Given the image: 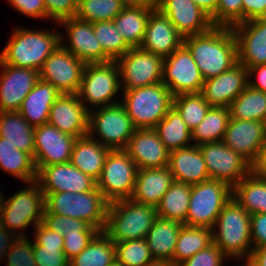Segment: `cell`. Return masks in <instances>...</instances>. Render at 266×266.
Masks as SVG:
<instances>
[{
  "instance_id": "cell-16",
  "label": "cell",
  "mask_w": 266,
  "mask_h": 266,
  "mask_svg": "<svg viewBox=\"0 0 266 266\" xmlns=\"http://www.w3.org/2000/svg\"><path fill=\"white\" fill-rule=\"evenodd\" d=\"M76 139L48 123L35 127L33 158L37 172L42 167L70 162Z\"/></svg>"
},
{
  "instance_id": "cell-46",
  "label": "cell",
  "mask_w": 266,
  "mask_h": 266,
  "mask_svg": "<svg viewBox=\"0 0 266 266\" xmlns=\"http://www.w3.org/2000/svg\"><path fill=\"white\" fill-rule=\"evenodd\" d=\"M114 244L116 259L125 266H146L154 260L145 238L121 241Z\"/></svg>"
},
{
  "instance_id": "cell-29",
  "label": "cell",
  "mask_w": 266,
  "mask_h": 266,
  "mask_svg": "<svg viewBox=\"0 0 266 266\" xmlns=\"http://www.w3.org/2000/svg\"><path fill=\"white\" fill-rule=\"evenodd\" d=\"M60 95L61 93L51 83L39 79L24 98L19 112L34 128L46 124L51 106Z\"/></svg>"
},
{
  "instance_id": "cell-28",
  "label": "cell",
  "mask_w": 266,
  "mask_h": 266,
  "mask_svg": "<svg viewBox=\"0 0 266 266\" xmlns=\"http://www.w3.org/2000/svg\"><path fill=\"white\" fill-rule=\"evenodd\" d=\"M174 178L168 166L137 169L134 191L130 199L157 207Z\"/></svg>"
},
{
  "instance_id": "cell-34",
  "label": "cell",
  "mask_w": 266,
  "mask_h": 266,
  "mask_svg": "<svg viewBox=\"0 0 266 266\" xmlns=\"http://www.w3.org/2000/svg\"><path fill=\"white\" fill-rule=\"evenodd\" d=\"M153 9L155 8L125 7L114 18L116 28L131 48L140 47Z\"/></svg>"
},
{
  "instance_id": "cell-24",
  "label": "cell",
  "mask_w": 266,
  "mask_h": 266,
  "mask_svg": "<svg viewBox=\"0 0 266 266\" xmlns=\"http://www.w3.org/2000/svg\"><path fill=\"white\" fill-rule=\"evenodd\" d=\"M124 150L135 162L137 169L166 167L169 163L170 151L153 128L136 129Z\"/></svg>"
},
{
  "instance_id": "cell-22",
  "label": "cell",
  "mask_w": 266,
  "mask_h": 266,
  "mask_svg": "<svg viewBox=\"0 0 266 266\" xmlns=\"http://www.w3.org/2000/svg\"><path fill=\"white\" fill-rule=\"evenodd\" d=\"M237 40L238 62L245 67L266 64V17L232 27Z\"/></svg>"
},
{
  "instance_id": "cell-17",
  "label": "cell",
  "mask_w": 266,
  "mask_h": 266,
  "mask_svg": "<svg viewBox=\"0 0 266 266\" xmlns=\"http://www.w3.org/2000/svg\"><path fill=\"white\" fill-rule=\"evenodd\" d=\"M36 182L45 197L50 193H82L94 189L97 181L75 168L70 162L42 167L37 172Z\"/></svg>"
},
{
  "instance_id": "cell-4",
  "label": "cell",
  "mask_w": 266,
  "mask_h": 266,
  "mask_svg": "<svg viewBox=\"0 0 266 266\" xmlns=\"http://www.w3.org/2000/svg\"><path fill=\"white\" fill-rule=\"evenodd\" d=\"M109 202L97 186L87 192L50 193L45 197V212L71 217L87 222L103 231Z\"/></svg>"
},
{
  "instance_id": "cell-21",
  "label": "cell",
  "mask_w": 266,
  "mask_h": 266,
  "mask_svg": "<svg viewBox=\"0 0 266 266\" xmlns=\"http://www.w3.org/2000/svg\"><path fill=\"white\" fill-rule=\"evenodd\" d=\"M248 81V70L237 62L224 73L205 80L201 94L210 106L229 107L246 89Z\"/></svg>"
},
{
  "instance_id": "cell-45",
  "label": "cell",
  "mask_w": 266,
  "mask_h": 266,
  "mask_svg": "<svg viewBox=\"0 0 266 266\" xmlns=\"http://www.w3.org/2000/svg\"><path fill=\"white\" fill-rule=\"evenodd\" d=\"M92 26L103 52L111 60H116L123 56L131 48L125 42L113 20L93 22Z\"/></svg>"
},
{
  "instance_id": "cell-8",
  "label": "cell",
  "mask_w": 266,
  "mask_h": 266,
  "mask_svg": "<svg viewBox=\"0 0 266 266\" xmlns=\"http://www.w3.org/2000/svg\"><path fill=\"white\" fill-rule=\"evenodd\" d=\"M137 174L135 162L124 149L110 150L97 188L109 202L131 198Z\"/></svg>"
},
{
  "instance_id": "cell-31",
  "label": "cell",
  "mask_w": 266,
  "mask_h": 266,
  "mask_svg": "<svg viewBox=\"0 0 266 266\" xmlns=\"http://www.w3.org/2000/svg\"><path fill=\"white\" fill-rule=\"evenodd\" d=\"M184 224L162 217H157L145 239L154 259L173 262L181 227Z\"/></svg>"
},
{
  "instance_id": "cell-9",
  "label": "cell",
  "mask_w": 266,
  "mask_h": 266,
  "mask_svg": "<svg viewBox=\"0 0 266 266\" xmlns=\"http://www.w3.org/2000/svg\"><path fill=\"white\" fill-rule=\"evenodd\" d=\"M31 188L20 190L8 200H2L0 223L9 230L36 226L42 222L45 212V194L39 184L34 181Z\"/></svg>"
},
{
  "instance_id": "cell-56",
  "label": "cell",
  "mask_w": 266,
  "mask_h": 266,
  "mask_svg": "<svg viewBox=\"0 0 266 266\" xmlns=\"http://www.w3.org/2000/svg\"><path fill=\"white\" fill-rule=\"evenodd\" d=\"M248 70V77L252 74H258L257 79L258 81H248V86L255 90H259L262 92H266V64L257 65L254 67H246Z\"/></svg>"
},
{
  "instance_id": "cell-32",
  "label": "cell",
  "mask_w": 266,
  "mask_h": 266,
  "mask_svg": "<svg viewBox=\"0 0 266 266\" xmlns=\"http://www.w3.org/2000/svg\"><path fill=\"white\" fill-rule=\"evenodd\" d=\"M35 234L34 259L37 266H67L69 260L63 252V236L47 228L42 222L37 224Z\"/></svg>"
},
{
  "instance_id": "cell-52",
  "label": "cell",
  "mask_w": 266,
  "mask_h": 266,
  "mask_svg": "<svg viewBox=\"0 0 266 266\" xmlns=\"http://www.w3.org/2000/svg\"><path fill=\"white\" fill-rule=\"evenodd\" d=\"M47 18L58 23L64 19L74 18L78 9V0H44Z\"/></svg>"
},
{
  "instance_id": "cell-40",
  "label": "cell",
  "mask_w": 266,
  "mask_h": 266,
  "mask_svg": "<svg viewBox=\"0 0 266 266\" xmlns=\"http://www.w3.org/2000/svg\"><path fill=\"white\" fill-rule=\"evenodd\" d=\"M116 259L114 242L99 231L77 256L69 260L71 266H109Z\"/></svg>"
},
{
  "instance_id": "cell-58",
  "label": "cell",
  "mask_w": 266,
  "mask_h": 266,
  "mask_svg": "<svg viewBox=\"0 0 266 266\" xmlns=\"http://www.w3.org/2000/svg\"><path fill=\"white\" fill-rule=\"evenodd\" d=\"M10 230L0 223V259H3L9 249L15 242V237L10 238L13 234H10Z\"/></svg>"
},
{
  "instance_id": "cell-51",
  "label": "cell",
  "mask_w": 266,
  "mask_h": 266,
  "mask_svg": "<svg viewBox=\"0 0 266 266\" xmlns=\"http://www.w3.org/2000/svg\"><path fill=\"white\" fill-rule=\"evenodd\" d=\"M227 257L214 243L197 252L179 266H222Z\"/></svg>"
},
{
  "instance_id": "cell-53",
  "label": "cell",
  "mask_w": 266,
  "mask_h": 266,
  "mask_svg": "<svg viewBox=\"0 0 266 266\" xmlns=\"http://www.w3.org/2000/svg\"><path fill=\"white\" fill-rule=\"evenodd\" d=\"M250 229L253 249L266 247V213L251 214Z\"/></svg>"
},
{
  "instance_id": "cell-23",
  "label": "cell",
  "mask_w": 266,
  "mask_h": 266,
  "mask_svg": "<svg viewBox=\"0 0 266 266\" xmlns=\"http://www.w3.org/2000/svg\"><path fill=\"white\" fill-rule=\"evenodd\" d=\"M157 9L184 38L208 32L213 27L210 17L193 0H159Z\"/></svg>"
},
{
  "instance_id": "cell-18",
  "label": "cell",
  "mask_w": 266,
  "mask_h": 266,
  "mask_svg": "<svg viewBox=\"0 0 266 266\" xmlns=\"http://www.w3.org/2000/svg\"><path fill=\"white\" fill-rule=\"evenodd\" d=\"M0 112L19 111L24 98L40 79L36 69L15 67L0 60Z\"/></svg>"
},
{
  "instance_id": "cell-10",
  "label": "cell",
  "mask_w": 266,
  "mask_h": 266,
  "mask_svg": "<svg viewBox=\"0 0 266 266\" xmlns=\"http://www.w3.org/2000/svg\"><path fill=\"white\" fill-rule=\"evenodd\" d=\"M123 79L122 90H131L162 82L164 58L141 49L130 48L115 60Z\"/></svg>"
},
{
  "instance_id": "cell-11",
  "label": "cell",
  "mask_w": 266,
  "mask_h": 266,
  "mask_svg": "<svg viewBox=\"0 0 266 266\" xmlns=\"http://www.w3.org/2000/svg\"><path fill=\"white\" fill-rule=\"evenodd\" d=\"M95 129L102 139L98 142L111 150L125 149L136 130L120 103L104 106L93 114L89 111L88 135H93Z\"/></svg>"
},
{
  "instance_id": "cell-19",
  "label": "cell",
  "mask_w": 266,
  "mask_h": 266,
  "mask_svg": "<svg viewBox=\"0 0 266 266\" xmlns=\"http://www.w3.org/2000/svg\"><path fill=\"white\" fill-rule=\"evenodd\" d=\"M84 104L78 94H61L51 106L47 123L76 138L88 135L90 110Z\"/></svg>"
},
{
  "instance_id": "cell-33",
  "label": "cell",
  "mask_w": 266,
  "mask_h": 266,
  "mask_svg": "<svg viewBox=\"0 0 266 266\" xmlns=\"http://www.w3.org/2000/svg\"><path fill=\"white\" fill-rule=\"evenodd\" d=\"M34 130L19 111L0 112V137L34 157Z\"/></svg>"
},
{
  "instance_id": "cell-44",
  "label": "cell",
  "mask_w": 266,
  "mask_h": 266,
  "mask_svg": "<svg viewBox=\"0 0 266 266\" xmlns=\"http://www.w3.org/2000/svg\"><path fill=\"white\" fill-rule=\"evenodd\" d=\"M173 107L192 131L205 118L211 106L201 93H190L173 96Z\"/></svg>"
},
{
  "instance_id": "cell-62",
  "label": "cell",
  "mask_w": 266,
  "mask_h": 266,
  "mask_svg": "<svg viewBox=\"0 0 266 266\" xmlns=\"http://www.w3.org/2000/svg\"><path fill=\"white\" fill-rule=\"evenodd\" d=\"M146 266H177V265L172 261L154 259L151 262H149Z\"/></svg>"
},
{
  "instance_id": "cell-50",
  "label": "cell",
  "mask_w": 266,
  "mask_h": 266,
  "mask_svg": "<svg viewBox=\"0 0 266 266\" xmlns=\"http://www.w3.org/2000/svg\"><path fill=\"white\" fill-rule=\"evenodd\" d=\"M99 232L95 227L89 226L84 232H68L63 236V252L68 260L77 256L87 247L89 242Z\"/></svg>"
},
{
  "instance_id": "cell-30",
  "label": "cell",
  "mask_w": 266,
  "mask_h": 266,
  "mask_svg": "<svg viewBox=\"0 0 266 266\" xmlns=\"http://www.w3.org/2000/svg\"><path fill=\"white\" fill-rule=\"evenodd\" d=\"M110 150L95 140L92 135H86L76 139L70 163L97 181Z\"/></svg>"
},
{
  "instance_id": "cell-37",
  "label": "cell",
  "mask_w": 266,
  "mask_h": 266,
  "mask_svg": "<svg viewBox=\"0 0 266 266\" xmlns=\"http://www.w3.org/2000/svg\"><path fill=\"white\" fill-rule=\"evenodd\" d=\"M153 129L169 151L188 147L192 141L191 130L174 107Z\"/></svg>"
},
{
  "instance_id": "cell-13",
  "label": "cell",
  "mask_w": 266,
  "mask_h": 266,
  "mask_svg": "<svg viewBox=\"0 0 266 266\" xmlns=\"http://www.w3.org/2000/svg\"><path fill=\"white\" fill-rule=\"evenodd\" d=\"M204 81L200 69L184 45L164 58L162 83L173 96L201 93Z\"/></svg>"
},
{
  "instance_id": "cell-41",
  "label": "cell",
  "mask_w": 266,
  "mask_h": 266,
  "mask_svg": "<svg viewBox=\"0 0 266 266\" xmlns=\"http://www.w3.org/2000/svg\"><path fill=\"white\" fill-rule=\"evenodd\" d=\"M230 120L229 107L211 106L205 118L195 127L192 133V140L196 146L222 141Z\"/></svg>"
},
{
  "instance_id": "cell-14",
  "label": "cell",
  "mask_w": 266,
  "mask_h": 266,
  "mask_svg": "<svg viewBox=\"0 0 266 266\" xmlns=\"http://www.w3.org/2000/svg\"><path fill=\"white\" fill-rule=\"evenodd\" d=\"M198 147L206 162L210 179L223 181L233 187L251 173V164L222 141Z\"/></svg>"
},
{
  "instance_id": "cell-6",
  "label": "cell",
  "mask_w": 266,
  "mask_h": 266,
  "mask_svg": "<svg viewBox=\"0 0 266 266\" xmlns=\"http://www.w3.org/2000/svg\"><path fill=\"white\" fill-rule=\"evenodd\" d=\"M123 93L121 104L136 129L154 128L173 107V95L162 82Z\"/></svg>"
},
{
  "instance_id": "cell-55",
  "label": "cell",
  "mask_w": 266,
  "mask_h": 266,
  "mask_svg": "<svg viewBox=\"0 0 266 266\" xmlns=\"http://www.w3.org/2000/svg\"><path fill=\"white\" fill-rule=\"evenodd\" d=\"M266 17V0H242V22Z\"/></svg>"
},
{
  "instance_id": "cell-12",
  "label": "cell",
  "mask_w": 266,
  "mask_h": 266,
  "mask_svg": "<svg viewBox=\"0 0 266 266\" xmlns=\"http://www.w3.org/2000/svg\"><path fill=\"white\" fill-rule=\"evenodd\" d=\"M119 69L115 60L108 62L87 63L82 76L78 91L79 99L86 98V102L101 107L116 104L111 102L112 97L117 95L121 88L118 78Z\"/></svg>"
},
{
  "instance_id": "cell-42",
  "label": "cell",
  "mask_w": 266,
  "mask_h": 266,
  "mask_svg": "<svg viewBox=\"0 0 266 266\" xmlns=\"http://www.w3.org/2000/svg\"><path fill=\"white\" fill-rule=\"evenodd\" d=\"M229 112L231 119L266 123V92L247 86L229 105Z\"/></svg>"
},
{
  "instance_id": "cell-27",
  "label": "cell",
  "mask_w": 266,
  "mask_h": 266,
  "mask_svg": "<svg viewBox=\"0 0 266 266\" xmlns=\"http://www.w3.org/2000/svg\"><path fill=\"white\" fill-rule=\"evenodd\" d=\"M168 167L177 182L192 186L210 179L202 152L196 145L170 151Z\"/></svg>"
},
{
  "instance_id": "cell-35",
  "label": "cell",
  "mask_w": 266,
  "mask_h": 266,
  "mask_svg": "<svg viewBox=\"0 0 266 266\" xmlns=\"http://www.w3.org/2000/svg\"><path fill=\"white\" fill-rule=\"evenodd\" d=\"M0 168L20 180L30 183V186L37 178L33 156L18 150L11 143L5 142L3 137H0Z\"/></svg>"
},
{
  "instance_id": "cell-64",
  "label": "cell",
  "mask_w": 266,
  "mask_h": 266,
  "mask_svg": "<svg viewBox=\"0 0 266 266\" xmlns=\"http://www.w3.org/2000/svg\"><path fill=\"white\" fill-rule=\"evenodd\" d=\"M3 196H1V193H0V210H1V204H2V200H3V198H2Z\"/></svg>"
},
{
  "instance_id": "cell-20",
  "label": "cell",
  "mask_w": 266,
  "mask_h": 266,
  "mask_svg": "<svg viewBox=\"0 0 266 266\" xmlns=\"http://www.w3.org/2000/svg\"><path fill=\"white\" fill-rule=\"evenodd\" d=\"M222 142L252 165L266 143L265 123L230 118Z\"/></svg>"
},
{
  "instance_id": "cell-1",
  "label": "cell",
  "mask_w": 266,
  "mask_h": 266,
  "mask_svg": "<svg viewBox=\"0 0 266 266\" xmlns=\"http://www.w3.org/2000/svg\"><path fill=\"white\" fill-rule=\"evenodd\" d=\"M204 80L216 77L238 62L237 40L230 27L213 26L208 32L184 38Z\"/></svg>"
},
{
  "instance_id": "cell-25",
  "label": "cell",
  "mask_w": 266,
  "mask_h": 266,
  "mask_svg": "<svg viewBox=\"0 0 266 266\" xmlns=\"http://www.w3.org/2000/svg\"><path fill=\"white\" fill-rule=\"evenodd\" d=\"M184 37L159 9L151 11L140 48L163 58L183 45Z\"/></svg>"
},
{
  "instance_id": "cell-5",
  "label": "cell",
  "mask_w": 266,
  "mask_h": 266,
  "mask_svg": "<svg viewBox=\"0 0 266 266\" xmlns=\"http://www.w3.org/2000/svg\"><path fill=\"white\" fill-rule=\"evenodd\" d=\"M214 226L219 230L218 233L213 230V243L227 257L250 258L253 249L250 247V214L233 198L223 207Z\"/></svg>"
},
{
  "instance_id": "cell-39",
  "label": "cell",
  "mask_w": 266,
  "mask_h": 266,
  "mask_svg": "<svg viewBox=\"0 0 266 266\" xmlns=\"http://www.w3.org/2000/svg\"><path fill=\"white\" fill-rule=\"evenodd\" d=\"M190 196L191 185L174 181L156 207L158 216L186 225Z\"/></svg>"
},
{
  "instance_id": "cell-47",
  "label": "cell",
  "mask_w": 266,
  "mask_h": 266,
  "mask_svg": "<svg viewBox=\"0 0 266 266\" xmlns=\"http://www.w3.org/2000/svg\"><path fill=\"white\" fill-rule=\"evenodd\" d=\"M213 26L230 27L242 22V0H218L216 13L210 18Z\"/></svg>"
},
{
  "instance_id": "cell-63",
  "label": "cell",
  "mask_w": 266,
  "mask_h": 266,
  "mask_svg": "<svg viewBox=\"0 0 266 266\" xmlns=\"http://www.w3.org/2000/svg\"><path fill=\"white\" fill-rule=\"evenodd\" d=\"M109 266H125L123 263L115 259Z\"/></svg>"
},
{
  "instance_id": "cell-15",
  "label": "cell",
  "mask_w": 266,
  "mask_h": 266,
  "mask_svg": "<svg viewBox=\"0 0 266 266\" xmlns=\"http://www.w3.org/2000/svg\"><path fill=\"white\" fill-rule=\"evenodd\" d=\"M86 63L61 44L44 61L40 79L51 83L61 94H77Z\"/></svg>"
},
{
  "instance_id": "cell-26",
  "label": "cell",
  "mask_w": 266,
  "mask_h": 266,
  "mask_svg": "<svg viewBox=\"0 0 266 266\" xmlns=\"http://www.w3.org/2000/svg\"><path fill=\"white\" fill-rule=\"evenodd\" d=\"M59 23L66 26L70 48L60 44L78 59L87 63L108 62L111 59L103 52L100 42L94 34L92 23L68 18Z\"/></svg>"
},
{
  "instance_id": "cell-3",
  "label": "cell",
  "mask_w": 266,
  "mask_h": 266,
  "mask_svg": "<svg viewBox=\"0 0 266 266\" xmlns=\"http://www.w3.org/2000/svg\"><path fill=\"white\" fill-rule=\"evenodd\" d=\"M61 40V34L54 32L16 29L0 53V60L7 65L40 71Z\"/></svg>"
},
{
  "instance_id": "cell-2",
  "label": "cell",
  "mask_w": 266,
  "mask_h": 266,
  "mask_svg": "<svg viewBox=\"0 0 266 266\" xmlns=\"http://www.w3.org/2000/svg\"><path fill=\"white\" fill-rule=\"evenodd\" d=\"M158 217L157 208L122 199L109 203L103 232L114 242L143 239Z\"/></svg>"
},
{
  "instance_id": "cell-60",
  "label": "cell",
  "mask_w": 266,
  "mask_h": 266,
  "mask_svg": "<svg viewBox=\"0 0 266 266\" xmlns=\"http://www.w3.org/2000/svg\"><path fill=\"white\" fill-rule=\"evenodd\" d=\"M210 18L216 13L218 0H193Z\"/></svg>"
},
{
  "instance_id": "cell-7",
  "label": "cell",
  "mask_w": 266,
  "mask_h": 266,
  "mask_svg": "<svg viewBox=\"0 0 266 266\" xmlns=\"http://www.w3.org/2000/svg\"><path fill=\"white\" fill-rule=\"evenodd\" d=\"M232 198V187L223 181L209 179L191 186L186 225L213 229L223 207Z\"/></svg>"
},
{
  "instance_id": "cell-36",
  "label": "cell",
  "mask_w": 266,
  "mask_h": 266,
  "mask_svg": "<svg viewBox=\"0 0 266 266\" xmlns=\"http://www.w3.org/2000/svg\"><path fill=\"white\" fill-rule=\"evenodd\" d=\"M232 198L250 215L266 213V180L251 172L232 187Z\"/></svg>"
},
{
  "instance_id": "cell-48",
  "label": "cell",
  "mask_w": 266,
  "mask_h": 266,
  "mask_svg": "<svg viewBox=\"0 0 266 266\" xmlns=\"http://www.w3.org/2000/svg\"><path fill=\"white\" fill-rule=\"evenodd\" d=\"M18 234L13 246L5 256L7 266H37L34 259V246L31 241Z\"/></svg>"
},
{
  "instance_id": "cell-59",
  "label": "cell",
  "mask_w": 266,
  "mask_h": 266,
  "mask_svg": "<svg viewBox=\"0 0 266 266\" xmlns=\"http://www.w3.org/2000/svg\"><path fill=\"white\" fill-rule=\"evenodd\" d=\"M245 266H266V247L252 249L251 256Z\"/></svg>"
},
{
  "instance_id": "cell-38",
  "label": "cell",
  "mask_w": 266,
  "mask_h": 266,
  "mask_svg": "<svg viewBox=\"0 0 266 266\" xmlns=\"http://www.w3.org/2000/svg\"><path fill=\"white\" fill-rule=\"evenodd\" d=\"M213 229L183 225L178 235L173 262L181 263L213 243Z\"/></svg>"
},
{
  "instance_id": "cell-61",
  "label": "cell",
  "mask_w": 266,
  "mask_h": 266,
  "mask_svg": "<svg viewBox=\"0 0 266 266\" xmlns=\"http://www.w3.org/2000/svg\"><path fill=\"white\" fill-rule=\"evenodd\" d=\"M126 7L157 8L159 0H122Z\"/></svg>"
},
{
  "instance_id": "cell-49",
  "label": "cell",
  "mask_w": 266,
  "mask_h": 266,
  "mask_svg": "<svg viewBox=\"0 0 266 266\" xmlns=\"http://www.w3.org/2000/svg\"><path fill=\"white\" fill-rule=\"evenodd\" d=\"M42 223L52 231L64 236L68 232H84L90 225L79 219L44 213Z\"/></svg>"
},
{
  "instance_id": "cell-43",
  "label": "cell",
  "mask_w": 266,
  "mask_h": 266,
  "mask_svg": "<svg viewBox=\"0 0 266 266\" xmlns=\"http://www.w3.org/2000/svg\"><path fill=\"white\" fill-rule=\"evenodd\" d=\"M125 7L122 0H78L75 17L90 23L114 20Z\"/></svg>"
},
{
  "instance_id": "cell-57",
  "label": "cell",
  "mask_w": 266,
  "mask_h": 266,
  "mask_svg": "<svg viewBox=\"0 0 266 266\" xmlns=\"http://www.w3.org/2000/svg\"><path fill=\"white\" fill-rule=\"evenodd\" d=\"M251 172L255 176L266 180V143L259 151L256 161L251 165Z\"/></svg>"
},
{
  "instance_id": "cell-65",
  "label": "cell",
  "mask_w": 266,
  "mask_h": 266,
  "mask_svg": "<svg viewBox=\"0 0 266 266\" xmlns=\"http://www.w3.org/2000/svg\"><path fill=\"white\" fill-rule=\"evenodd\" d=\"M265 142H266V123H265Z\"/></svg>"
},
{
  "instance_id": "cell-54",
  "label": "cell",
  "mask_w": 266,
  "mask_h": 266,
  "mask_svg": "<svg viewBox=\"0 0 266 266\" xmlns=\"http://www.w3.org/2000/svg\"><path fill=\"white\" fill-rule=\"evenodd\" d=\"M21 14L34 18H47L44 0H8Z\"/></svg>"
}]
</instances>
